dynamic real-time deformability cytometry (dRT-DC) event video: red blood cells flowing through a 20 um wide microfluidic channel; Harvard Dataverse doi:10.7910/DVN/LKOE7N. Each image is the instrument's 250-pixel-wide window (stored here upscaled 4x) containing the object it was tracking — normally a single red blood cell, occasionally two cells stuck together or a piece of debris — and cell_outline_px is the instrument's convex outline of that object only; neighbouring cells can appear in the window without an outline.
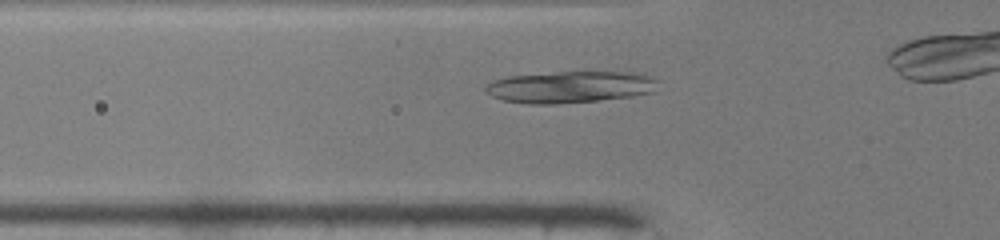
{"species": "common noctule bat (a hibernating species)", "species_latin": "Nyctalus noctula", "temperature_condition": "warm", "stored_images_in_passage": 30, "camera_frame_rate_fps": 3000, "um_per_image_px": 0.085, "animal": {"sex": "male", "body_mass_g": 19.0, "forearm_length_mm": 50.8}, "frame": {"image": 1, "passage_image": 7, "time_ms": 2.0, "image_size_px": [1000, 240], "cell_outline_px": [[656, 80], [652, 92], [632, 96], [600, 100], [556, 104], [528, 104], [504, 100], [492, 96], [484, 92], [484, 88], [492, 80], [508, 76], [560, 72], [636, 72], [648, 76]], "centroid_in_image_um": [48.39, 7.4], "position_along_channel_um": 77.4, "area_um2": 31.67}}
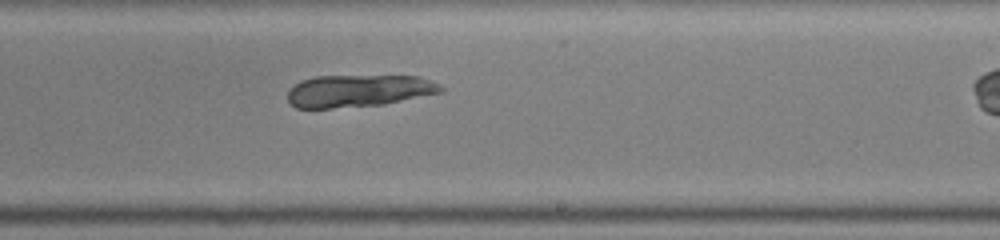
{"frame": {"image": 2, "passage_image": 20, "time_ms": 6.333, "image_size_px": [1000, 240], "cell_outline_px": [[444, 92], [384, 104], [332, 108], [296, 108], [288, 100], [288, 88], [300, 80], [316, 76], [420, 76], [440, 84], [444, 88]], "centroid_in_image_um": [30.48, 7.71], "position_along_channel_um": 258.5, "area_um2": 28.96}}
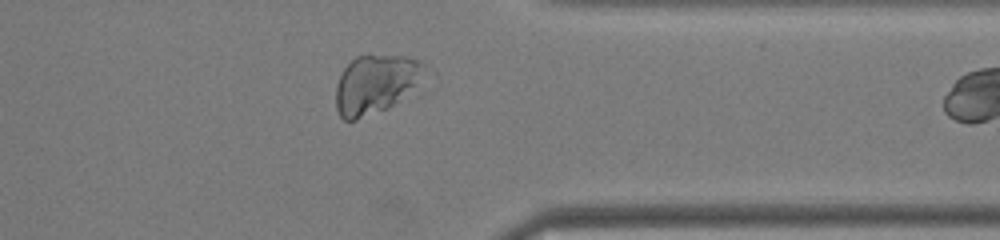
{"frame": {"image": 3, "passage_image": 29, "time_ms": 9.333, "image_size_px": [1000, 240], "cell_outline_px": [[428, 68], [388, 108], [356, 120], [344, 120], [340, 116], [336, 108], [336, 84], [344, 68], [356, 56], [368, 52], [404, 56], [420, 60]], "centroid_in_image_um": [31.83, 7.08], "position_along_channel_um": 379.6, "area_um2": 29.94}}